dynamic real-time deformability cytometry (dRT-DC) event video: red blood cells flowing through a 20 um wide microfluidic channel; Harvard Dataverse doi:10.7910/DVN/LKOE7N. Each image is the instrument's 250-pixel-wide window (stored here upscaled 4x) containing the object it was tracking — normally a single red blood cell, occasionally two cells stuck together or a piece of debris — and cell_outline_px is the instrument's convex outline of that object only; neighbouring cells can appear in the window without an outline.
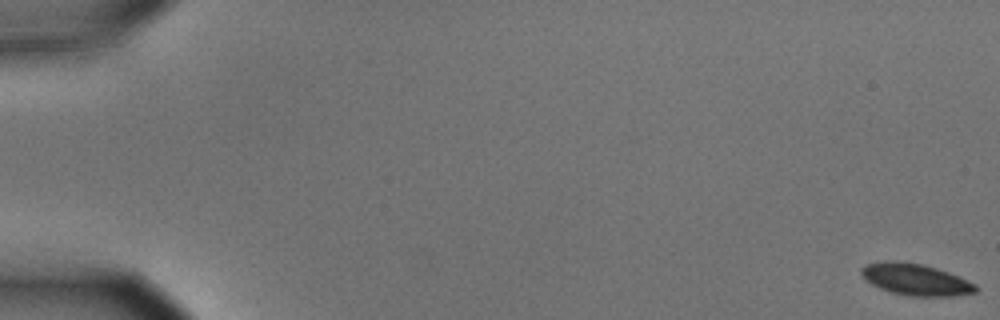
{"species": "common noctule bat (a hibernating species)", "species_latin": "Nyctalus noctula", "temperature_condition": "cold", "stored_images_in_passage": 16, "camera_frame_rate_fps": 3000, "um_per_image_px": 0.085, "animal": {"sex": "male", "body_mass_g": 15.6}, "frame": {"image": 1, "passage_image": 1, "time_ms": 0.0, "image_size_px": [1000, 320], "cell_outline_px": [[980, 288], [976, 292], [952, 296], [908, 296], [892, 292], [880, 288], [864, 280], [860, 272], [860, 268], [864, 264], [888, 260], [900, 260], [924, 264], [948, 272], [976, 284]], "centroid_in_image_um": [77.8, 23.74], "position_along_channel_um": 7.2, "area_um2": 21.33}}